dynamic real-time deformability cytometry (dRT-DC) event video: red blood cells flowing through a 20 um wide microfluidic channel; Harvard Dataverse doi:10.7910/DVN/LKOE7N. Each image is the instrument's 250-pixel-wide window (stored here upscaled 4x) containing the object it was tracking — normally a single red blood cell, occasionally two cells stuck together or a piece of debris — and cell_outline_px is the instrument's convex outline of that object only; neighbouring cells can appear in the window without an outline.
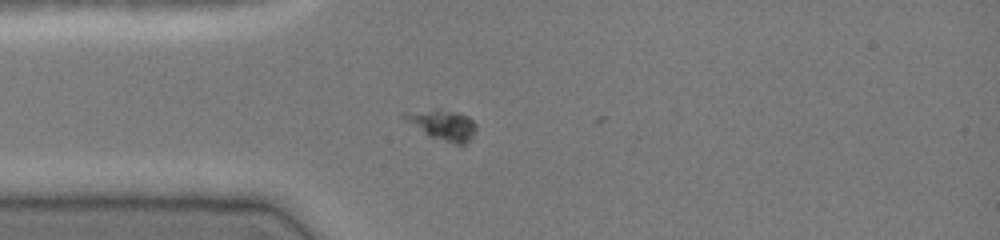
{"species": "common noctule bat (a hibernating species)", "species_latin": "Nyctalus noctula", "temperature_condition": "cold", "stored_images_in_passage": 6, "camera_frame_rate_fps": 3000, "um_per_image_px": 0.085, "animal": {"sex": "female", "body_mass_g": 19.0, "forearm_length_mm": 51.5}, "frame": {"image": 1, "passage_image": 4, "time_ms": 1.0, "image_size_px": [1000, 240], "cell_outline_px": [[476, 128], [472, 136], [464, 144], [456, 144], [428, 136], [400, 116], [400, 112], [452, 112], [468, 116], [476, 124]], "centroid_in_image_um": [37.63, 10.66], "position_along_channel_um": 47.4, "area_um2": 11.85}}